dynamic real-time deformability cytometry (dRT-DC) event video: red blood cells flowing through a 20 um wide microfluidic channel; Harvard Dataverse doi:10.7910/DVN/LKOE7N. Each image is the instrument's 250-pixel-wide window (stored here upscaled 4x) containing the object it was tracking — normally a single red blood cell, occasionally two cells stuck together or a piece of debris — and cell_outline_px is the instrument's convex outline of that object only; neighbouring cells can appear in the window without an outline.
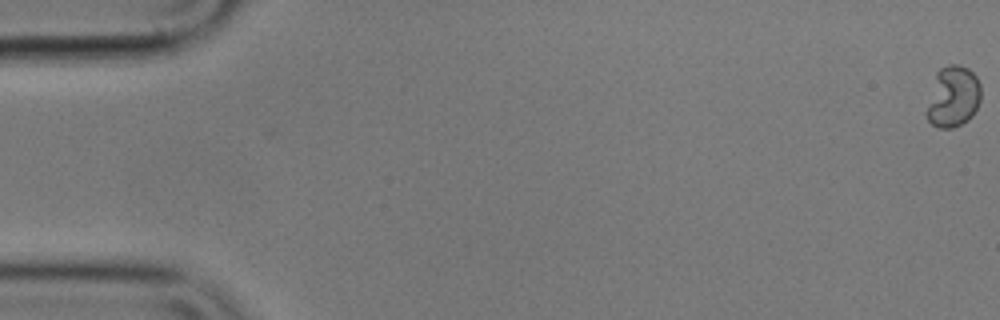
{"species": "common noctule bat (a hibernating species)", "species_latin": "Nyctalus noctula", "temperature_condition": "cold", "stored_images_in_passage": 58, "camera_frame_rate_fps": 3000, "um_per_image_px": 0.085, "animal": {"sex": "male", "body_mass_g": 17.9}, "frame": {"image": 1, "passage_image": 1, "time_ms": 0.0, "image_size_px": [1000, 320], "cell_outline_px": [[980, 100], [972, 116], [968, 120], [952, 128], [940, 128], [932, 124], [928, 120], [924, 112], [936, 72], [940, 68], [948, 64], [960, 64], [968, 68], [976, 76], [980, 84]], "centroid_in_image_um": [80.98, 8.2], "position_along_channel_um": 4.0, "area_um2": 19.59}}
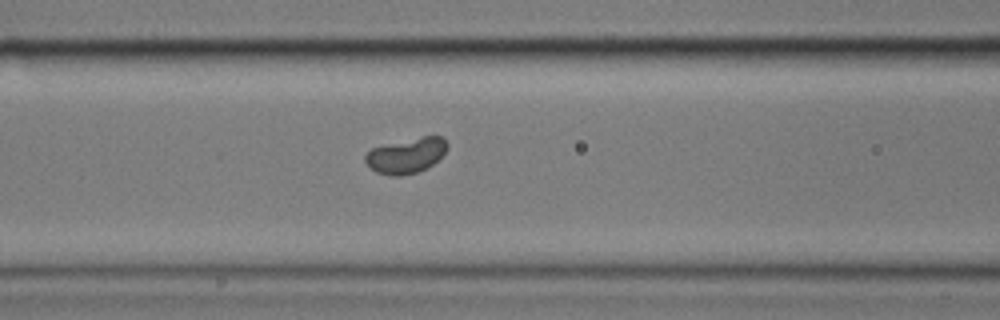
{"frame": {"image": 2, "passage_image": 25, "time_ms": 8.0, "image_size_px": [1000, 320], "cell_outline_px": [[448, 148], [428, 168], [416, 172], [400, 176], [392, 176], [376, 172], [364, 160], [364, 156], [372, 148], [424, 136], [444, 136], [448, 144]], "centroid_in_image_um": [34.55, 13.22], "position_along_channel_um": 132.0, "area_um2": 16.53}}
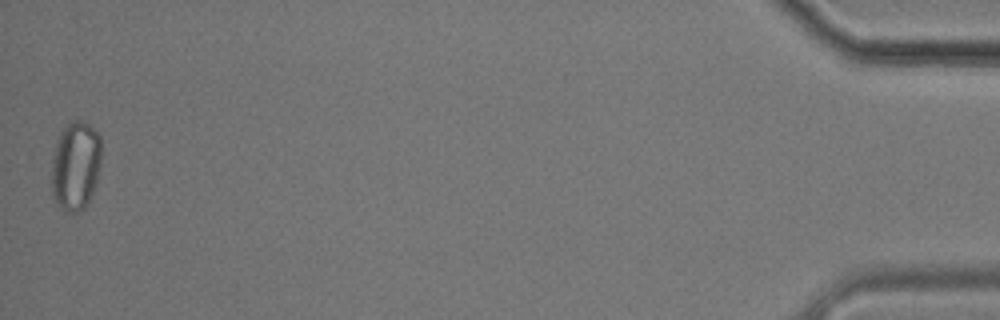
{"frame": {"image": 3, "passage_image": 58, "time_ms": 19.0, "image_size_px": [1000, 320], "cell_outline_px": [[100, 164], [96, 180], [92, 192], [84, 208], [80, 212], [64, 212], [56, 200], [52, 192], [52, 160], [56, 140], [60, 132], [76, 116], [84, 120], [100, 136]], "centroid_in_image_um": [6.41, 14.04], "position_along_channel_um": 428.8, "area_um2": 25.84}, "authors_computed_cell_mechanics": {"area_um2": 17.918, "velocity_mm_per_s": 3.557, "shape_relaxation_time_tau1_ms": 3.7242, "shape_relaxation_time_tau2_ms": null, "deformation_change_tau1": 0.0517, "deformation_change_tau2": null}}